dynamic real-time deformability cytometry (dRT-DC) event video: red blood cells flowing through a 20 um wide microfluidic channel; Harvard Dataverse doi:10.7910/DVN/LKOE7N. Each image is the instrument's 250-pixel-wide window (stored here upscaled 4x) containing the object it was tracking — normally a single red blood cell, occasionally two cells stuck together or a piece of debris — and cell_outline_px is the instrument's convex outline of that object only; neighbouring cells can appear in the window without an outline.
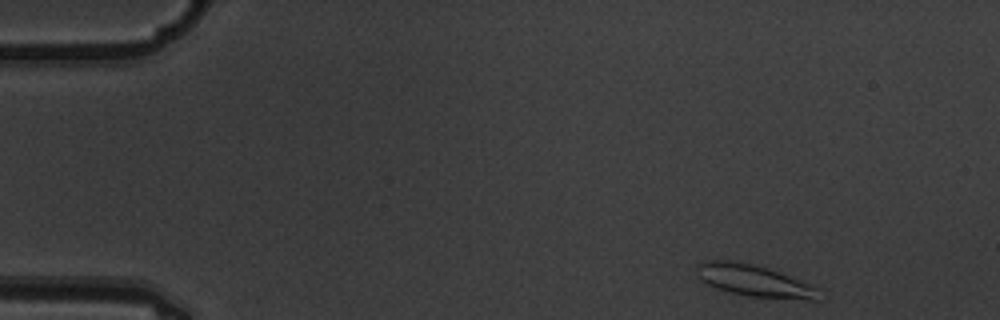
{"species": "common noctule bat (a hibernating species)", "species_latin": "Nyctalus noctula", "temperature_condition": "warm", "stored_images_in_passage": 3, "camera_frame_rate_fps": 3000, "um_per_image_px": 0.085, "animal": {"sex": "male", "body_mass_g": 19.5, "forearm_length_mm": 54.6}, "frame": {"image": 1, "passage_image": 1, "time_ms": 0.0, "image_size_px": [1000, 320], "cell_outline_px": [[820, 300], [808, 300], [752, 296], [732, 292], [716, 288], [708, 284], [696, 276], [696, 264], [708, 260], [732, 260], [752, 264], [768, 268], [820, 288]], "centroid_in_image_um": [64.11, 23.85], "position_along_channel_um": 20.9, "area_um2": 22.54}}